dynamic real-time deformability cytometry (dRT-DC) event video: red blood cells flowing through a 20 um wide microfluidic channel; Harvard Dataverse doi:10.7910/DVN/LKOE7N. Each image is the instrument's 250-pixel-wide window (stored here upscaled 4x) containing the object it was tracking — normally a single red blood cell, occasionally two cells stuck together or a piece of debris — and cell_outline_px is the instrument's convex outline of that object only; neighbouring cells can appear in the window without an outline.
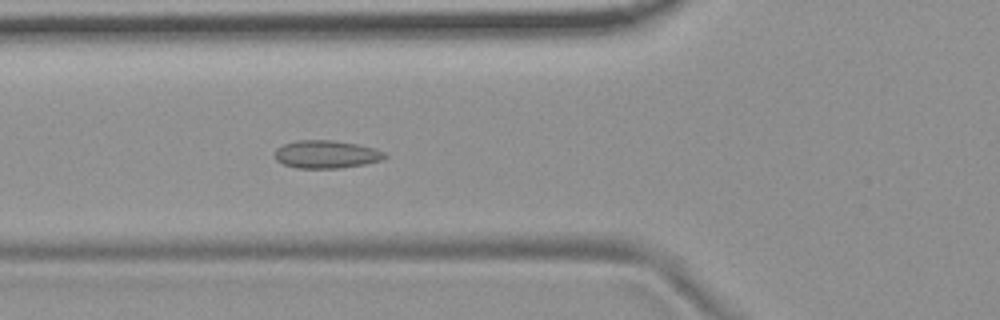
{"species": "common noctule bat (a hibernating species)", "species_latin": "Nyctalus noctula", "temperature_condition": "room temperature", "stored_images_in_passage": 6, "camera_frame_rate_fps": 3000, "um_per_image_px": 0.085, "animal": {"sex": "female", "body_mass_g": 19.9}, "frame": {"image": 1, "passage_image": 6, "time_ms": 6.667, "image_size_px": [1000, 320], "cell_outline_px": [[388, 156], [380, 160], [364, 164], [340, 168], [296, 168], [284, 164], [276, 160], [276, 148], [284, 144], [296, 140], [332, 140], [356, 144], [376, 148], [384, 152]], "centroid_in_image_um": [27.74, 13.11], "position_along_channel_um": 98.1, "area_um2": 17.8}}